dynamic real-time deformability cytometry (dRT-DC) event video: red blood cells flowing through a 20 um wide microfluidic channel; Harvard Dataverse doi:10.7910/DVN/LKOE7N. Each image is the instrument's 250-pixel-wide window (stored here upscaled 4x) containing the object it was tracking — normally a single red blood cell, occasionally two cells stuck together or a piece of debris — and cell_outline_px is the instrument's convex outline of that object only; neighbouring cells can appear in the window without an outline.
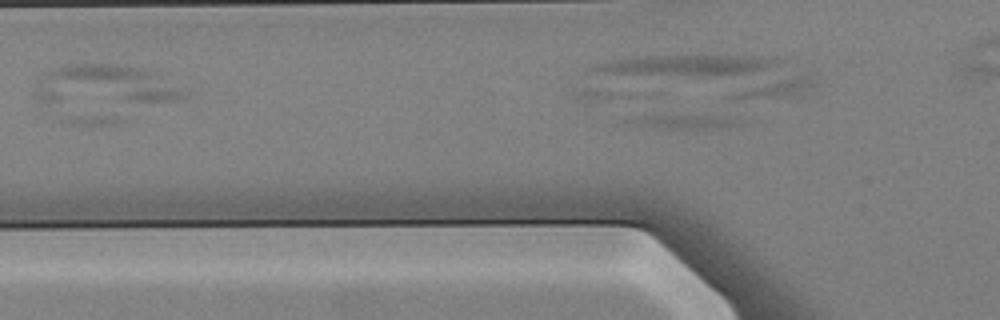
{"species": "Egyptian fruit bat (a non-hibernating species)", "species_latin": "Rousettus aegyptiacus", "temperature_condition": "warm", "stored_images_in_passage": 3, "camera_frame_rate_fps": 3000, "um_per_image_px": 0.085, "animal": {"sex": "female"}, "frame": {"image": 1, "passage_image": 3, "time_ms": 0.667, "image_size_px": [1000, 320], "cell_outline_px": [[752, 120], [748, 124], [728, 128], [688, 132], [684, 132], [628, 128], [608, 124], [608, 120], [624, 116], [644, 112], [716, 112]], "centroid_in_image_um": [57.73, 10.31], "position_along_channel_um": 68.1, "area_um2": 15.37}}